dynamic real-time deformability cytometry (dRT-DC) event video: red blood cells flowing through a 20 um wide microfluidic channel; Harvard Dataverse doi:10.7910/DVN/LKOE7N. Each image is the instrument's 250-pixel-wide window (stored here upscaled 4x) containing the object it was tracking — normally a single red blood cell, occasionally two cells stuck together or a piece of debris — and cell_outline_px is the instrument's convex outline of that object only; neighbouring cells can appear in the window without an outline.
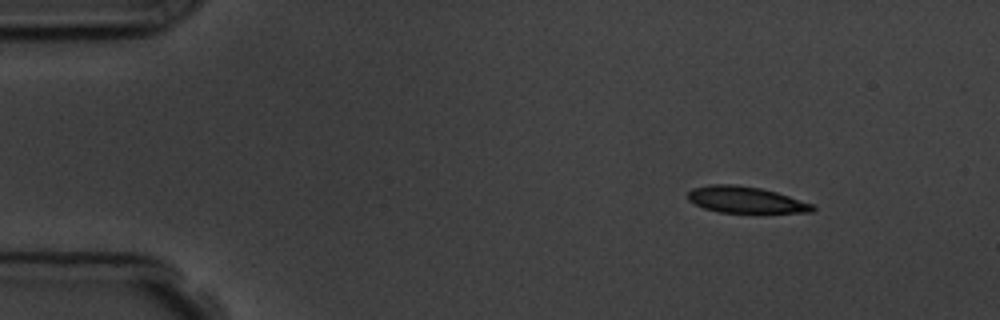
{"species": "common noctule bat (a hibernating species)", "species_latin": "Nyctalus noctula", "temperature_condition": "room temperature", "stored_images_in_passage": 4, "camera_frame_rate_fps": 3000, "um_per_image_px": 0.085, "animal": {"sex": "male", "body_mass_g": 19.5, "forearm_length_mm": 54.6}, "frame": {"image": 1, "passage_image": 1, "time_ms": 0.0, "image_size_px": [1000, 320], "cell_outline_px": [[816, 208], [812, 212], [720, 212], [704, 208], [688, 200], [688, 192], [692, 188], [712, 184], [732, 184], [760, 188], [776, 192], [812, 204]], "centroid_in_image_um": [63.34, 16.97], "position_along_channel_um": 21.7, "area_um2": 18.84}}
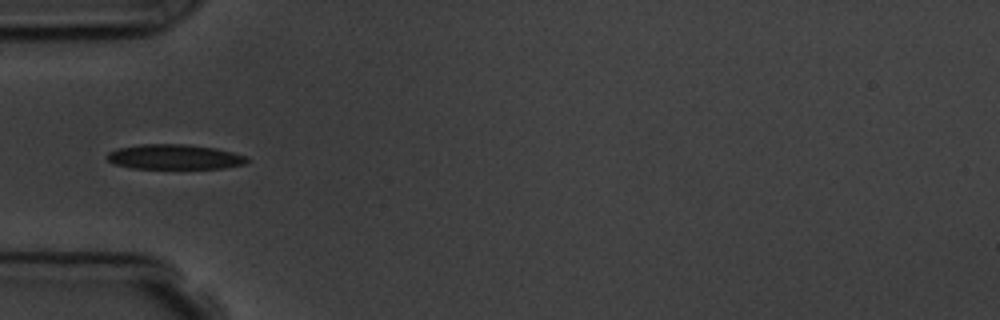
{"frame": {"image": 2, "passage_image": 4, "time_ms": 3.667, "image_size_px": [1000, 320], "cell_outline_px": [[248, 160], [244, 164], [224, 168], [132, 168], [112, 164], [108, 160], [108, 152], [116, 148], [140, 144], [188, 144], [216, 148], [248, 156]], "centroid_in_image_um": [14.82, 13.33], "position_along_channel_um": 70.2, "area_um2": 20.4}}